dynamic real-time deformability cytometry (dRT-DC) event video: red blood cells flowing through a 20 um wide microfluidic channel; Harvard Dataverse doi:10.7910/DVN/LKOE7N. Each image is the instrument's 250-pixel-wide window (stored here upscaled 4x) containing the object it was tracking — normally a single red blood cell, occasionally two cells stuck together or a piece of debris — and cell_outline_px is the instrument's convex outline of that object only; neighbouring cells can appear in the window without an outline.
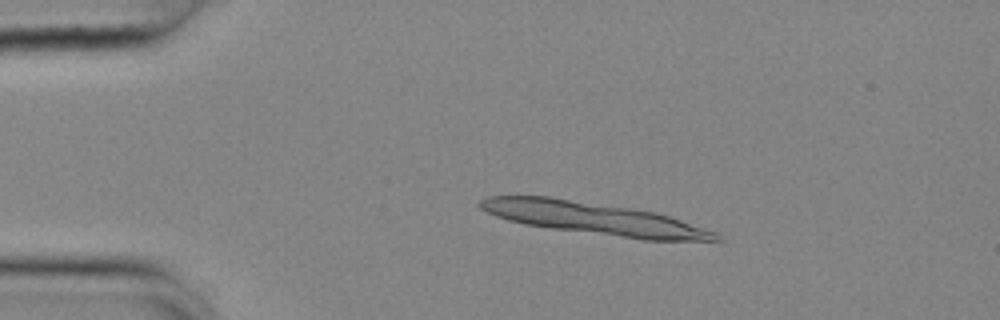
{"species": "common noctule bat (a hibernating species)", "species_latin": "Nyctalus noctula", "temperature_condition": "cold", "stored_images_in_passage": 9, "camera_frame_rate_fps": 3000, "um_per_image_px": 0.085, "animal": {"sex": "female", "body_mass_g": 25.1}, "frame": {"image": 1, "passage_image": 4, "time_ms": 1.0, "image_size_px": [1000, 320], "cell_outline_px": [[724, 240], [644, 240], [552, 228], [524, 224], [508, 220], [496, 216], [480, 208], [476, 204], [480, 200], [488, 196], [552, 196], [656, 212], [716, 232]], "centroid_in_image_um": [50.44, 18.55], "position_along_channel_um": 34.6, "area_um2": 43.93}}